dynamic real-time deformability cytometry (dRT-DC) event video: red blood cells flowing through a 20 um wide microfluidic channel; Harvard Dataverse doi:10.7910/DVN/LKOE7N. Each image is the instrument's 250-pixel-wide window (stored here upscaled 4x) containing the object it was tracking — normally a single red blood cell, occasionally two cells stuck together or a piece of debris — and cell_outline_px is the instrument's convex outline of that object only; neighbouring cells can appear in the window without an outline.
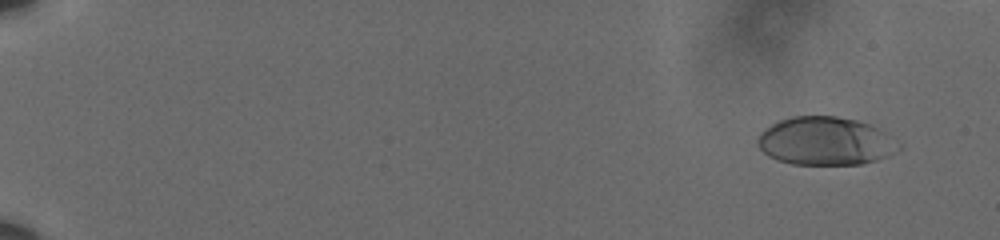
{"species": "human", "species_latin": "Homo sapiens", "temperature_condition": "cold", "stored_images_in_passage": 31, "camera_frame_rate_fps": 3000, "um_per_image_px": 0.085, "donor": {"sex": "male"}, "frame": {"image": 1, "passage_image": 6, "time_ms": 1.667, "image_size_px": [1000, 240], "cell_outline_px": [[900, 148], [896, 152], [888, 156], [876, 160], [860, 164], [792, 164], [776, 160], [768, 156], [756, 144], [756, 140], [760, 132], [764, 128], [780, 120], [792, 116], [836, 116], [856, 120], [868, 124], [884, 132], [900, 144]], "centroid_in_image_um": [70.12, 12.0], "position_along_channel_um": 14.9, "area_um2": 39.59}}
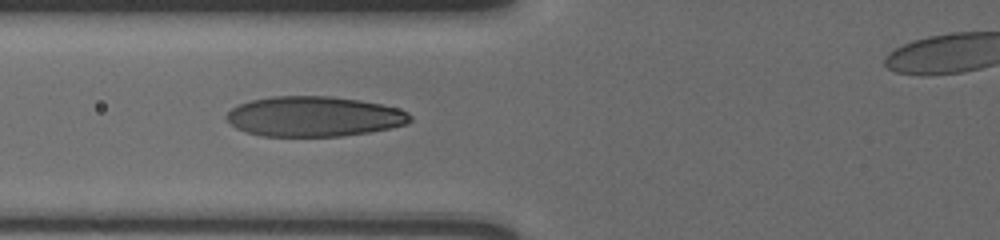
{"frame": {"image": 2, "passage_image": 28, "time_ms": 9.0, "image_size_px": [1000, 240], "cell_outline_px": [[412, 120], [408, 124], [368, 132], [340, 136], [260, 136], [244, 132], [236, 128], [224, 116], [232, 108], [240, 104], [252, 100], [272, 96], [332, 96], [360, 100], [380, 104], [396, 108], [408, 112], [412, 116]], "centroid_in_image_um": [26.68, 9.9], "position_along_channel_um": 99.1, "area_um2": 42.95}}
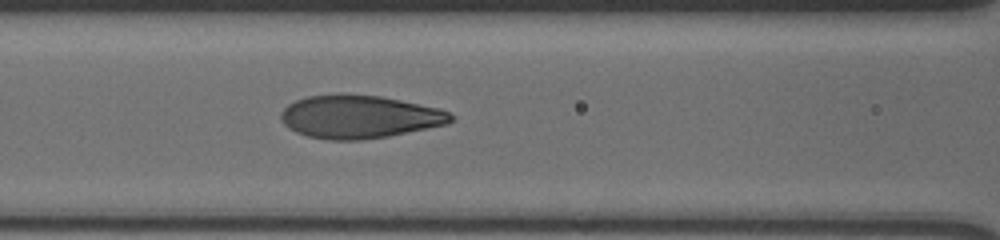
{"frame": {"image": 3, "passage_image": 31, "time_ms": 10.0, "image_size_px": [1000, 240], "cell_outline_px": [[452, 120], [448, 124], [388, 136], [364, 140], [328, 140], [308, 136], [296, 132], [288, 128], [284, 124], [280, 116], [280, 112], [288, 104], [296, 100], [308, 96], [380, 96], [440, 108], [448, 112], [452, 116]], "centroid_in_image_um": [30.54, 9.96], "position_along_channel_um": 136.1, "area_um2": 41.96}}